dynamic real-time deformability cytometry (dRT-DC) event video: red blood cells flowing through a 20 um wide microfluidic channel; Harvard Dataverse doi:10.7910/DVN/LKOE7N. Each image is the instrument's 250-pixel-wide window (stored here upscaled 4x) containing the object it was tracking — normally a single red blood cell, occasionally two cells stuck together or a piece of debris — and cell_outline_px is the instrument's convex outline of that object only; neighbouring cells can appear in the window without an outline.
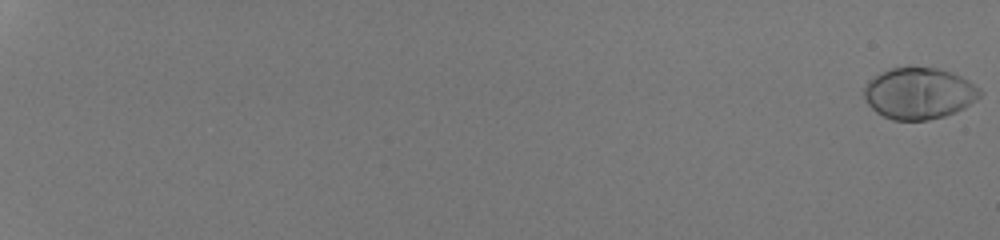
{"species": "human", "species_latin": "Homo sapiens", "temperature_condition": "room temperature", "stored_images_in_passage": 55, "camera_frame_rate_fps": 3000, "um_per_image_px": 0.085, "donor": {"sex": "male"}, "frame": {"image": 1, "passage_image": 1, "time_ms": 0.0, "image_size_px": [1000, 240], "cell_outline_px": [[984, 92], [976, 100], [964, 108], [956, 112], [944, 116], [928, 120], [892, 120], [876, 112], [868, 104], [864, 96], [864, 88], [868, 80], [880, 72], [892, 68], [936, 68], [952, 72], [968, 80], [980, 88]], "centroid_in_image_um": [78.13, 7.94], "position_along_channel_um": 6.9, "area_um2": 34.74}}
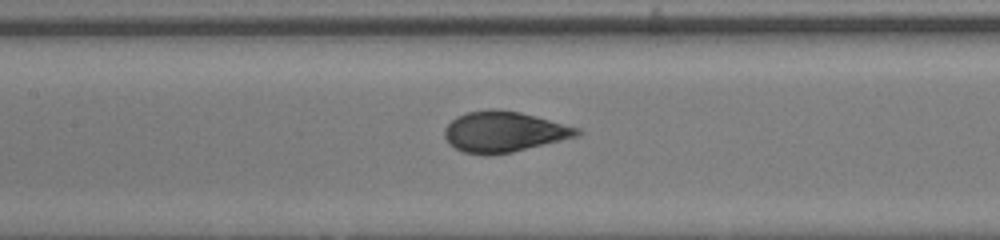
{"frame": {"image": 2, "passage_image": 32, "time_ms": 10.333, "image_size_px": [1000, 240], "cell_outline_px": [[584, 132], [576, 136], [512, 152], [464, 152], [456, 148], [444, 136], [444, 128], [456, 116], [468, 112], [492, 108], [520, 112], [536, 116], [580, 128]], "centroid_in_image_um": [42.86, 11.15], "position_along_channel_um": 164.5, "area_um2": 30.52}}
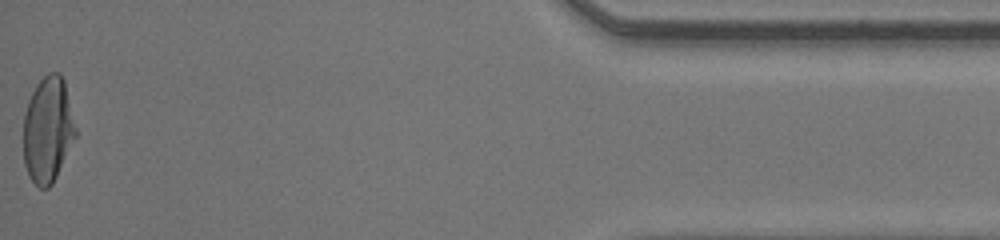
{"frame": {"image": 3, "passage_image": 55, "time_ms": 18.0, "image_size_px": [1000, 240], "cell_outline_px": [[76, 136], [52, 184], [48, 188], [40, 188], [32, 180], [24, 164], [24, 112], [28, 100], [36, 84], [48, 72], [60, 72], [64, 80], [76, 128]], "centroid_in_image_um": [4.06, 10.99], "position_along_channel_um": 431.1, "area_um2": 31.96}, "authors_computed_cell_mechanics": {"area_um2": 32.1368, "velocity_mm_per_s": 4.2741, "shape_relaxation_time_tau1_ms": 3.5244, "shape_relaxation_time_tau2_ms": null, "deformation_change_tau1": 0.2143, "deformation_change_tau2": null}}